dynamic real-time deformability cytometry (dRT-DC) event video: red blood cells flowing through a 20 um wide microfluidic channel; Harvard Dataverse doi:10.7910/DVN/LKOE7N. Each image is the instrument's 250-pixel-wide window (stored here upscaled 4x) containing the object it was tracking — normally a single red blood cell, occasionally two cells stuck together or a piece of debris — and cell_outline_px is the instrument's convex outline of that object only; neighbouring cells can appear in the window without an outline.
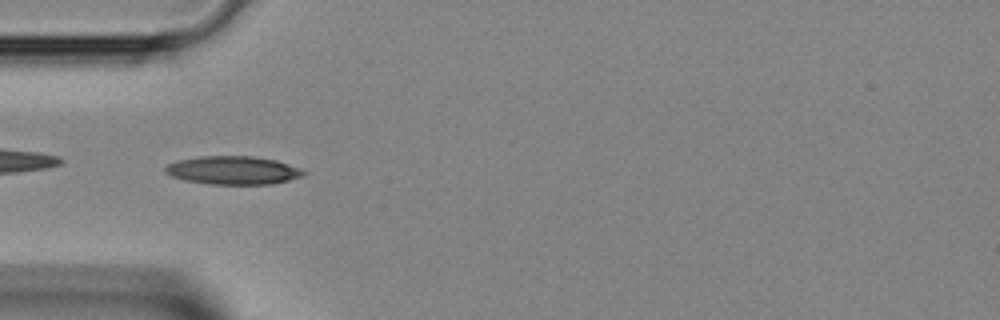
{"species": "Egyptian fruit bat (a non-hibernating species)", "species_latin": "Rousettus aegyptiacus", "temperature_condition": "room temperature", "stored_images_in_passage": 34, "camera_frame_rate_fps": 3000, "um_per_image_px": 0.085, "animal": {"sex": "female"}, "frame": {"image": 1, "passage_image": 4, "time_ms": 1.0, "image_size_px": [1000, 320], "cell_outline_px": [[308, 172], [304, 176], [272, 184], [208, 184], [184, 180], [172, 176], [164, 172], [164, 168], [168, 164], [176, 160], [200, 156], [256, 156], [276, 160], [288, 164]], "centroid_in_image_um": [19.8, 14.47], "position_along_channel_um": 65.2, "area_um2": 22.95}}
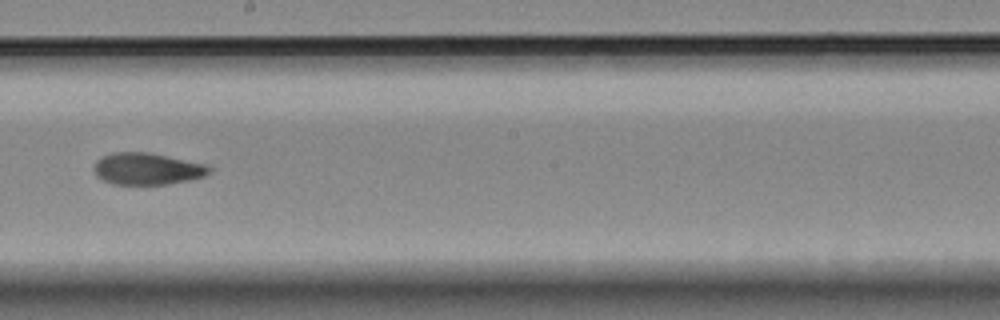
{"frame": {"image": 2, "passage_image": 15, "time_ms": 4.667, "image_size_px": [1000, 320], "cell_outline_px": [[212, 168], [204, 176], [188, 180], [168, 184], [112, 184], [96, 176], [96, 160], [112, 152], [148, 152], [204, 164]], "centroid_in_image_um": [12.5, 14.35], "position_along_channel_um": 235.7, "area_um2": 20.98}}
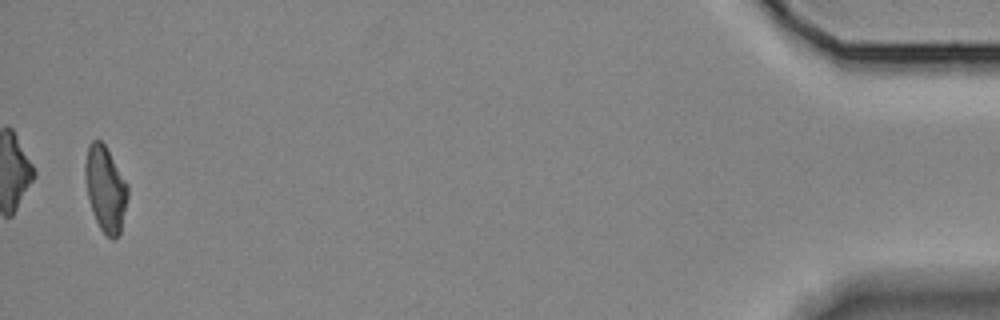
{"frame": {"image": 3, "passage_image": 33, "time_ms": 10.667, "image_size_px": [1000, 320], "cell_outline_px": [[128, 196], [120, 236], [112, 240], [100, 228], [92, 212], [88, 196], [84, 176], [84, 164], [88, 144], [92, 140], [100, 140], [104, 144], [128, 184]], "centroid_in_image_um": [8.96, 16.06], "position_along_channel_um": 426.2, "area_um2": 21.33}}